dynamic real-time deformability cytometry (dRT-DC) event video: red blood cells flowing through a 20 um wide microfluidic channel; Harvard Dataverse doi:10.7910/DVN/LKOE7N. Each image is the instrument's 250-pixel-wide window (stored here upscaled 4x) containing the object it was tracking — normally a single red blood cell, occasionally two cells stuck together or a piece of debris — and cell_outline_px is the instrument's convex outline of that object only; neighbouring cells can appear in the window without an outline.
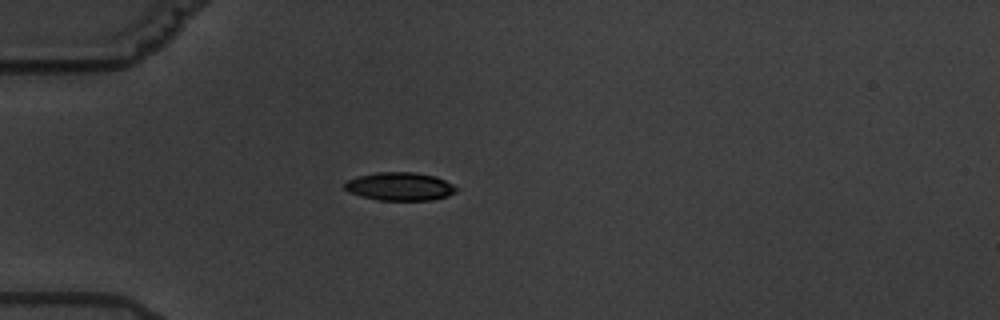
{"species": "common noctule bat (a hibernating species)", "species_latin": "Nyctalus noctula", "temperature_condition": "warm", "stored_images_in_passage": 2, "camera_frame_rate_fps": 3000, "um_per_image_px": 0.085, "animal": {"sex": "male", "body_mass_g": 19.5, "forearm_length_mm": 54.6}, "frame": {"image": 1, "passage_image": 1, "time_ms": 0.0, "image_size_px": [1000, 320], "cell_outline_px": [[456, 192], [448, 196], [432, 200], [376, 200], [360, 196], [348, 192], [344, 188], [344, 184], [348, 180], [360, 176], [376, 172], [416, 172], [436, 176], [452, 184], [456, 188]], "centroid_in_image_um": [33.98, 15.85], "position_along_channel_um": 51.0, "area_um2": 18.38}}